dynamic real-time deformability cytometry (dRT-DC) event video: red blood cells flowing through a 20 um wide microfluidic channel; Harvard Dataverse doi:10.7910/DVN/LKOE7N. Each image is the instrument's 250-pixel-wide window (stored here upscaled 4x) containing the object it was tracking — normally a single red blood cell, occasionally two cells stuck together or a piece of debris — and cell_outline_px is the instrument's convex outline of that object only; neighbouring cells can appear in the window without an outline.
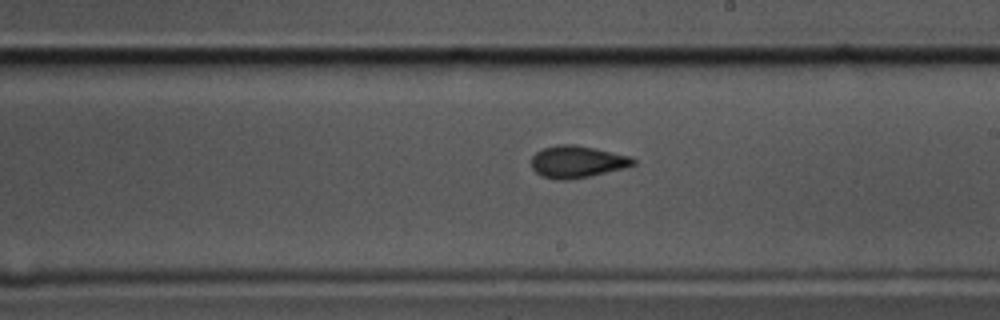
{"species": "common noctule bat (a hibernating species)", "species_latin": "Nyctalus noctula", "temperature_condition": "cold", "stored_images_in_passage": 33, "camera_frame_rate_fps": 3000, "um_per_image_px": 0.085, "animal": {"sex": "male", "body_mass_g": 17.5, "forearm_length_mm": 52.3}, "frame": {"image": 1, "passage_image": 15, "time_ms": 4.667, "image_size_px": [1000, 320], "cell_outline_px": [[636, 164], [624, 168], [592, 176], [568, 180], [560, 180], [540, 176], [532, 168], [532, 156], [536, 152], [544, 148], [556, 144], [576, 144], [596, 148], [632, 156], [636, 160]], "centroid_in_image_um": [49.08, 13.74], "position_along_channel_um": 239.9, "area_um2": 19.31}}
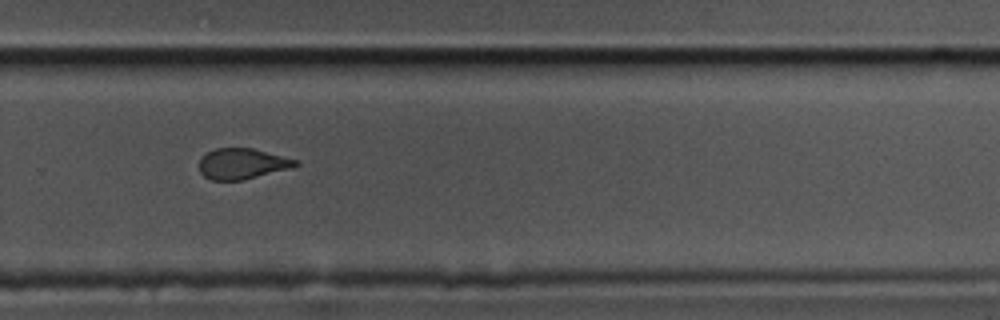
{"frame": {"image": 2, "passage_image": 21, "time_ms": 6.667, "image_size_px": [1000, 320], "cell_outline_px": [[300, 164], [292, 168], [244, 180], [212, 180], [204, 176], [200, 172], [200, 160], [208, 152], [216, 148], [252, 148], [300, 160]], "centroid_in_image_um": [20.65, 13.92], "position_along_channel_um": 309.2, "area_um2": 17.28}}
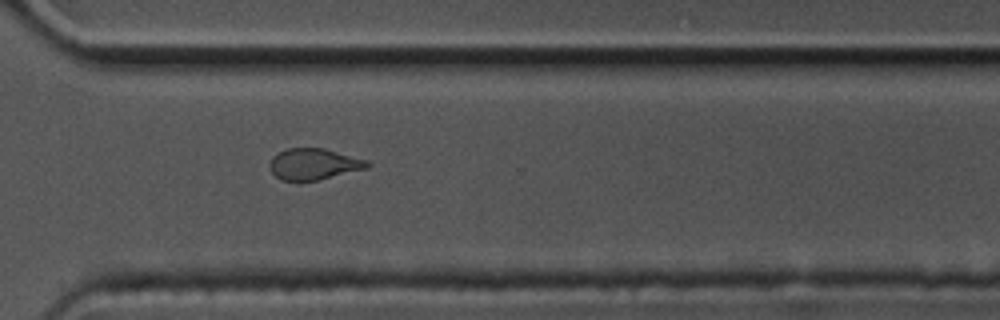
{"frame": {"image": 3, "passage_image": 24, "time_ms": 7.667, "image_size_px": [1000, 320], "cell_outline_px": [[372, 164], [368, 168], [316, 180], [280, 180], [272, 172], [268, 164], [272, 156], [288, 148], [324, 148], [368, 160]], "centroid_in_image_um": [26.68, 13.93], "position_along_channel_um": 343.9, "area_um2": 17.69}}